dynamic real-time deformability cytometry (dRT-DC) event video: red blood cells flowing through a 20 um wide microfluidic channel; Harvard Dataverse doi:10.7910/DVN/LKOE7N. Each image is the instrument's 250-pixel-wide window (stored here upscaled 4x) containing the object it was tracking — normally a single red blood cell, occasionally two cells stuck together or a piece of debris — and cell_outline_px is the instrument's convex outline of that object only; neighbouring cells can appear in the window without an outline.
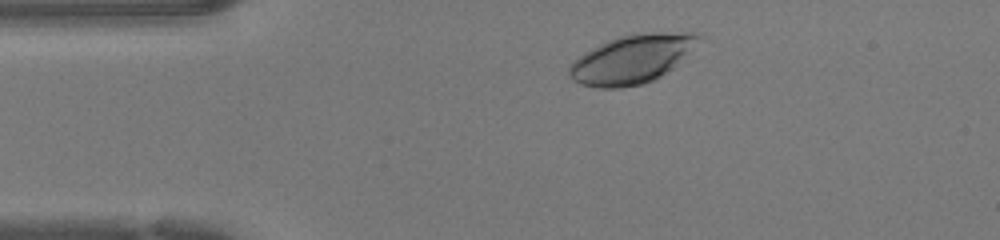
{"species": "human", "species_latin": "Homo sapiens", "temperature_condition": "warm", "stored_images_in_passage": 42, "camera_frame_rate_fps": 3000, "um_per_image_px": 0.085, "donor": {"sex": "female"}, "frame": {"image": 1, "passage_image": 4, "time_ms": 1.0, "image_size_px": [1000, 240], "cell_outline_px": [[704, 36], [668, 72], [656, 80], [644, 84], [620, 88], [596, 88], [580, 84], [572, 80], [568, 76], [568, 68], [584, 52], [616, 36], [632, 32], [700, 32]], "centroid_in_image_um": [53.72, 5.01], "position_along_channel_um": 31.3, "area_um2": 37.11}}
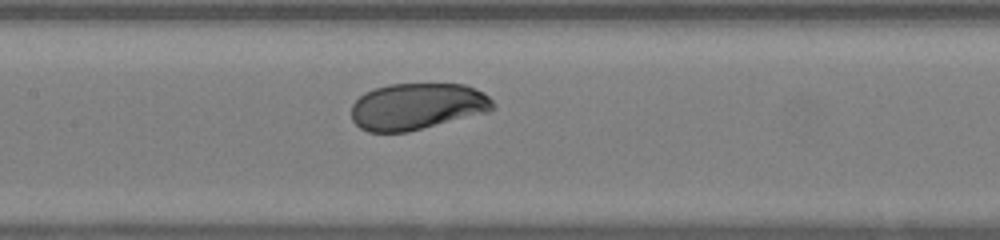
{"frame": {"image": 2, "passage_image": 17, "time_ms": 5.333, "image_size_px": [1000, 240], "cell_outline_px": [[496, 108], [488, 112], [408, 132], [368, 132], [360, 128], [352, 120], [352, 104], [364, 92], [388, 84], [468, 84], [484, 92], [496, 104]], "centroid_in_image_um": [35.49, 9.04], "position_along_channel_um": 171.9, "area_um2": 38.73}}
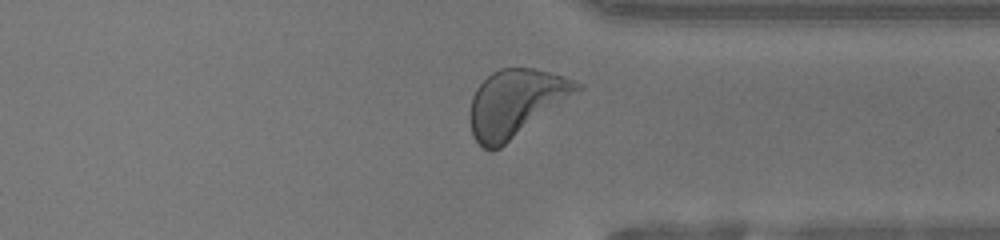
{"frame": {"image": 3, "passage_image": 31, "time_ms": 10.0, "image_size_px": [1000, 240], "cell_outline_px": [[584, 88], [500, 148], [492, 152], [484, 148], [472, 136], [468, 120], [468, 112], [472, 96], [476, 88], [492, 72], [500, 68], [532, 68], [548, 72], [576, 80], [584, 84]], "centroid_in_image_um": [43.81, 8.77], "position_along_channel_um": 367.6, "area_um2": 42.08}, "authors_computed_cell_mechanics": {"area_um2": 39.8531, "velocity_mm_per_s": 4.2436, "shape_relaxation_time_tau1_ms": 3.3421, "shape_relaxation_time_tau2_ms": null, "deformation_change_tau1": 0.1681, "deformation_change_tau2": null}}